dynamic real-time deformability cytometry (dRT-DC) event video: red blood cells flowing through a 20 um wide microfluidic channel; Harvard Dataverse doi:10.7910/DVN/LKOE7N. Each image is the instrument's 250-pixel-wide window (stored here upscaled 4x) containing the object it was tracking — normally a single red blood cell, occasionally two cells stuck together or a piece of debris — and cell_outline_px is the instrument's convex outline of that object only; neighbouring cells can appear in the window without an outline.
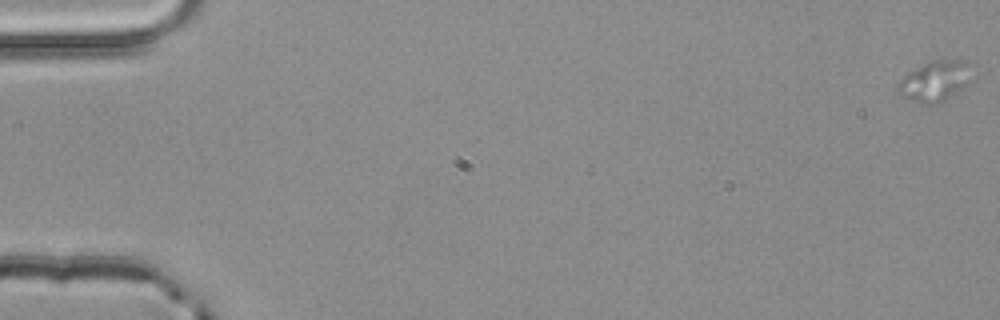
{"species": "common noctule bat (a hibernating species)", "species_latin": "Nyctalus noctula", "temperature_condition": "room temperature", "stored_images_in_passage": 13, "camera_frame_rate_fps": 3000, "um_per_image_px": 0.085, "animal": {"sex": "male", "body_mass_g": 20.4}, "frame": {"image": 1, "passage_image": 1, "time_ms": 0.0, "image_size_px": [1000, 320], "cell_outline_px": [[968, 68], [960, 88], [944, 100], [936, 104], [924, 104], [912, 100], [904, 96], [896, 88], [896, 84], [908, 72], [932, 60], [968, 60]], "centroid_in_image_um": [79.34, 6.88], "position_along_channel_um": 5.7, "area_um2": 16.3}}